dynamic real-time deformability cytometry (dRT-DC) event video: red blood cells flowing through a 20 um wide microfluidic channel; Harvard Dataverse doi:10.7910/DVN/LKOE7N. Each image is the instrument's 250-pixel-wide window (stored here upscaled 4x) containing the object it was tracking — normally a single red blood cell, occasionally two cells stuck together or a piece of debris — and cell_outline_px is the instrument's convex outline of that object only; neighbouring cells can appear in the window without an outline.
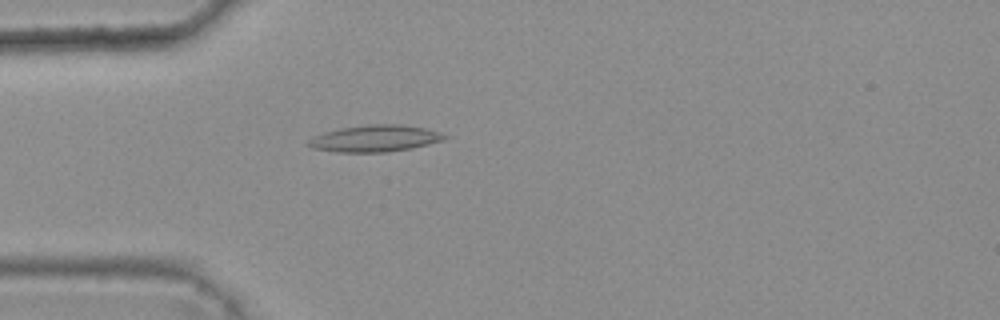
{"species": "common noctule bat (a hibernating species)", "species_latin": "Nyctalus noctula", "temperature_condition": "warm", "stored_images_in_passage": 3, "camera_frame_rate_fps": 3000, "um_per_image_px": 0.085, "animal": {"sex": "female", "body_mass_g": 25.1}, "frame": {"image": 1, "passage_image": 3, "time_ms": 0.667, "image_size_px": [1000, 320], "cell_outline_px": [[448, 136], [444, 140], [412, 148], [388, 152], [336, 152], [312, 148], [304, 144], [312, 136], [324, 132], [340, 128], [368, 124], [400, 124], [424, 128], [440, 132]], "centroid_in_image_um": [31.83, 11.77], "position_along_channel_um": 53.2, "area_um2": 21.33}}